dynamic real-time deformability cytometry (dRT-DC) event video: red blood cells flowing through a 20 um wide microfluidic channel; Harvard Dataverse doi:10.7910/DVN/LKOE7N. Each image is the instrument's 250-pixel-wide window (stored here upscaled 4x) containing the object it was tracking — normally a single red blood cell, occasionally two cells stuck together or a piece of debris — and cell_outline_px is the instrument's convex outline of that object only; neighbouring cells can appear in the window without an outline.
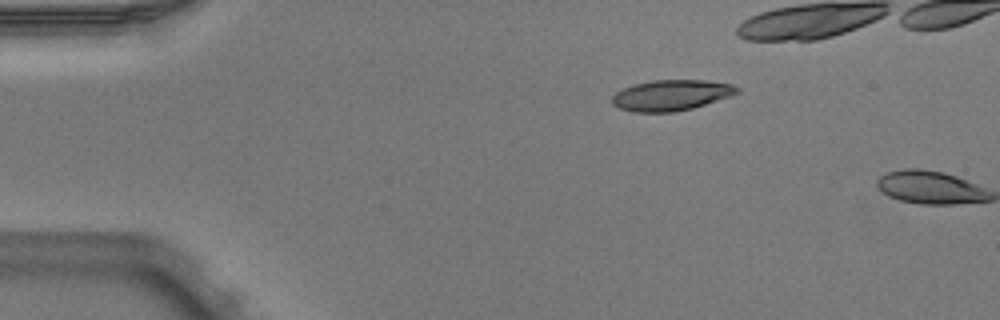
{"species": "Egyptian fruit bat (a non-hibernating species)", "species_latin": "Rousettus aegyptiacus", "temperature_condition": "warm", "stored_images_in_passage": 2, "camera_frame_rate_fps": 3000, "um_per_image_px": 0.085, "animal": {"sex": "male"}, "frame": {"image": 1, "passage_image": 1, "time_ms": 0.0, "image_size_px": [1000, 320], "cell_outline_px": [[740, 92], [692, 108], [672, 112], [632, 112], [620, 108], [612, 104], [612, 96], [616, 92], [624, 88], [636, 84], [652, 80], [704, 80], [732, 84], [740, 88]], "centroid_in_image_um": [57.03, 8.09], "position_along_channel_um": 28.0, "area_um2": 22.14}}